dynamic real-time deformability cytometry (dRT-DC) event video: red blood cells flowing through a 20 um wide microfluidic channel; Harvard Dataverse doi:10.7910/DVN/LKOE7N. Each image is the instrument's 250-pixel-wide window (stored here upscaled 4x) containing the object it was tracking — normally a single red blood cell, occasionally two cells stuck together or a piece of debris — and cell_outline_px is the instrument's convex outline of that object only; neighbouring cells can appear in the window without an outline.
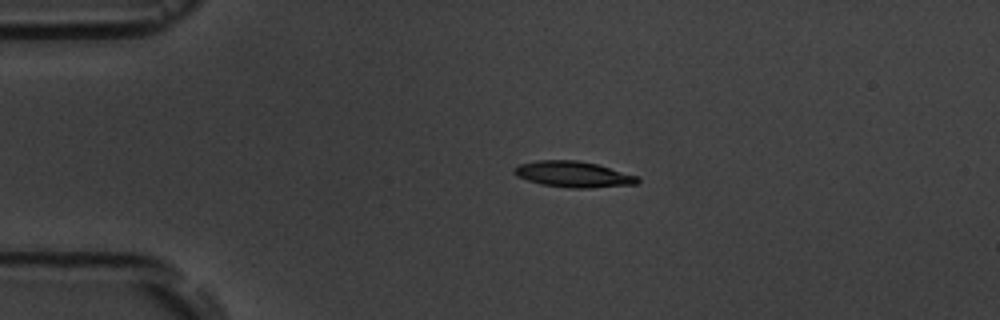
{"species": "common noctule bat (a hibernating species)", "species_latin": "Nyctalus noctula", "temperature_condition": "room temperature", "stored_images_in_passage": 3, "camera_frame_rate_fps": 3000, "um_per_image_px": 0.085, "animal": {"sex": "male", "body_mass_g": 19.5, "forearm_length_mm": 54.6}, "frame": {"image": 1, "passage_image": 2, "time_ms": 1.0, "image_size_px": [1000, 320], "cell_outline_px": [[640, 180], [636, 184], [588, 188], [572, 188], [540, 184], [516, 176], [512, 172], [512, 168], [520, 164], [536, 160], [576, 160], [596, 164], [636, 176]], "centroid_in_image_um": [48.66, 14.81], "position_along_channel_um": 36.3, "area_um2": 18.5}}